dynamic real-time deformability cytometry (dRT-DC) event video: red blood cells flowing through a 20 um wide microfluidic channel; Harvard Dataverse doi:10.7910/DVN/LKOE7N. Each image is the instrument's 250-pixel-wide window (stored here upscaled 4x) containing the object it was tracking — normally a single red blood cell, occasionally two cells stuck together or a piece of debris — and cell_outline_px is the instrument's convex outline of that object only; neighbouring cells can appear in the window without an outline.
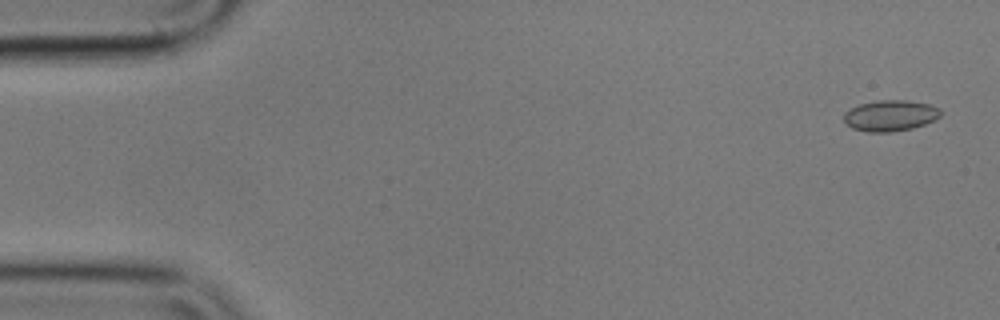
{"species": "common noctule bat (a hibernating species)", "species_latin": "Nyctalus noctula", "temperature_condition": "cold", "stored_images_in_passage": 55, "camera_frame_rate_fps": 3000, "um_per_image_px": 0.085, "animal": {"sex": "male", "body_mass_g": 17.9}, "frame": {"image": 1, "passage_image": 2, "time_ms": 0.333, "image_size_px": [1000, 320], "cell_outline_px": [[940, 116], [924, 124], [912, 128], [892, 132], [868, 132], [852, 128], [844, 124], [844, 112], [860, 104], [876, 100], [908, 100], [928, 104], [940, 108]], "centroid_in_image_um": [75.64, 9.82], "position_along_channel_um": 9.4, "area_um2": 17.46}}
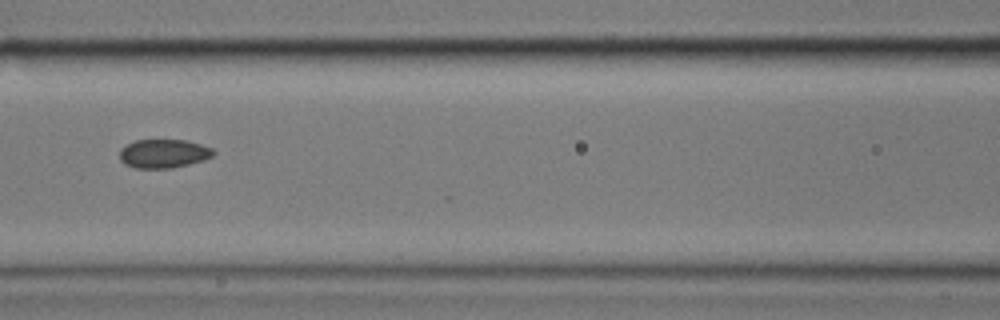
{"frame": {"image": 2, "passage_image": 24, "time_ms": 7.667, "image_size_px": [1000, 320], "cell_outline_px": [[216, 152], [212, 156], [204, 160], [172, 168], [136, 168], [124, 164], [120, 160], [120, 148], [136, 140], [188, 140], [212, 148]], "centroid_in_image_um": [13.91, 13.05], "position_along_channel_um": 152.7, "area_um2": 15.72}}
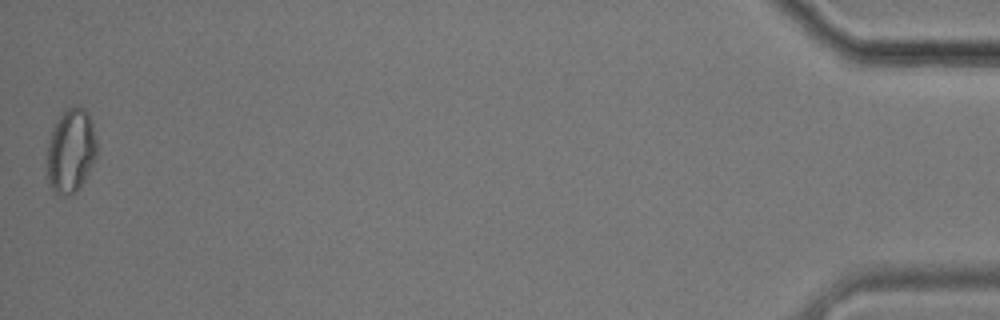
{"frame": {"image": 3, "passage_image": 55, "time_ms": 18.0, "image_size_px": [1000, 320], "cell_outline_px": [[96, 156], [84, 180], [76, 192], [64, 196], [60, 196], [48, 184], [48, 144], [52, 128], [56, 120], [72, 104], [80, 104], [84, 108], [92, 124], [96, 140]], "centroid_in_image_um": [6.02, 12.79], "position_along_channel_um": 429.2, "area_um2": 24.22}, "authors_computed_cell_mechanics": {"area_um2": 16.473, "velocity_mm_per_s": 3.5908, "shape_relaxation_time_tau1_ms": null, "shape_relaxation_time_tau2_ms": 2.2677, "deformation_change_tau1": null, "deformation_change_tau2": 0.0449}}